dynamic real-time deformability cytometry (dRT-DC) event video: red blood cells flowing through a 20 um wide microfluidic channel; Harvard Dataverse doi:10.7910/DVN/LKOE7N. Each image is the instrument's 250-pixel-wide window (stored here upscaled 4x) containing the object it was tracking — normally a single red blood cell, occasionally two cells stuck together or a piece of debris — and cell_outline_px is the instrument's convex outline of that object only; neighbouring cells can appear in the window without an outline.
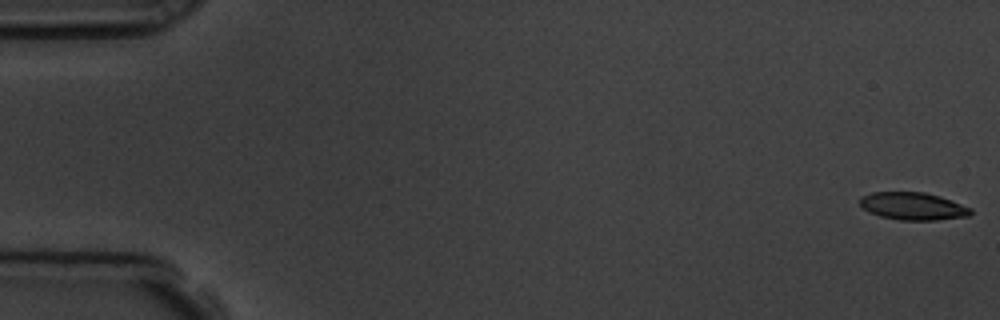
{"species": "common noctule bat (a hibernating species)", "species_latin": "Nyctalus noctula", "temperature_condition": "room temperature", "stored_images_in_passage": 54, "camera_frame_rate_fps": 3000, "um_per_image_px": 0.085, "animal": {"sex": "male", "body_mass_g": 19.5, "forearm_length_mm": 54.6}, "frame": {"image": 1, "passage_image": 1, "time_ms": 0.0, "image_size_px": [1000, 320], "cell_outline_px": [[972, 212], [960, 216], [928, 220], [908, 220], [884, 216], [872, 212], [864, 208], [860, 204], [860, 200], [864, 196], [876, 192], [920, 192], [936, 196], [948, 200], [968, 208]], "centroid_in_image_um": [77.52, 17.51], "position_along_channel_um": 7.5, "area_um2": 16.47}}
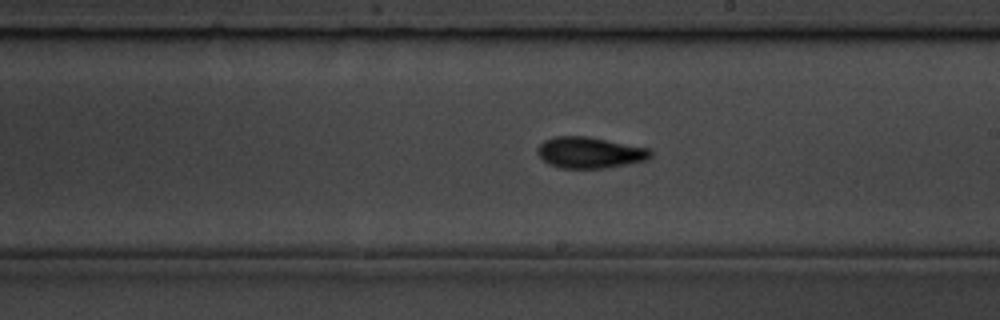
{"frame": {"image": 2, "passage_image": 31, "time_ms": 10.0, "image_size_px": [1000, 320], "cell_outline_px": [[648, 156], [636, 160], [616, 164], [592, 168], [572, 168], [556, 164], [548, 160], [540, 152], [540, 148], [548, 140], [568, 136], [576, 136], [600, 140], [644, 148], [648, 152]], "centroid_in_image_um": [50.08, 12.96], "position_along_channel_um": 238.9, "area_um2": 17.57}}
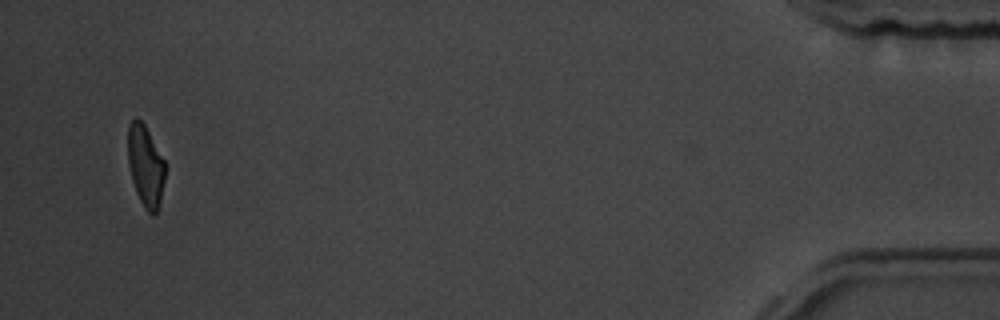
{"frame": {"image": 3, "passage_image": 52, "time_ms": 17.0, "image_size_px": [1000, 320], "cell_outline_px": [[164, 176], [160, 196], [156, 212], [152, 212], [144, 204], [136, 188], [132, 176], [128, 156], [128, 128], [132, 120], [140, 120], [144, 124], [164, 160]], "centroid_in_image_um": [12.36, 13.98], "position_along_channel_um": 422.8, "area_um2": 16.24}, "authors_computed_cell_mechanics": {"area_um2": 16.762, "velocity_mm_per_s": 3.8073, "shape_relaxation_time_tau1_ms": 3.7253, "shape_relaxation_time_tau2_ms": 4.261, "deformation_change_tau1": 0.1837, "deformation_change_tau2": 0.1297}}